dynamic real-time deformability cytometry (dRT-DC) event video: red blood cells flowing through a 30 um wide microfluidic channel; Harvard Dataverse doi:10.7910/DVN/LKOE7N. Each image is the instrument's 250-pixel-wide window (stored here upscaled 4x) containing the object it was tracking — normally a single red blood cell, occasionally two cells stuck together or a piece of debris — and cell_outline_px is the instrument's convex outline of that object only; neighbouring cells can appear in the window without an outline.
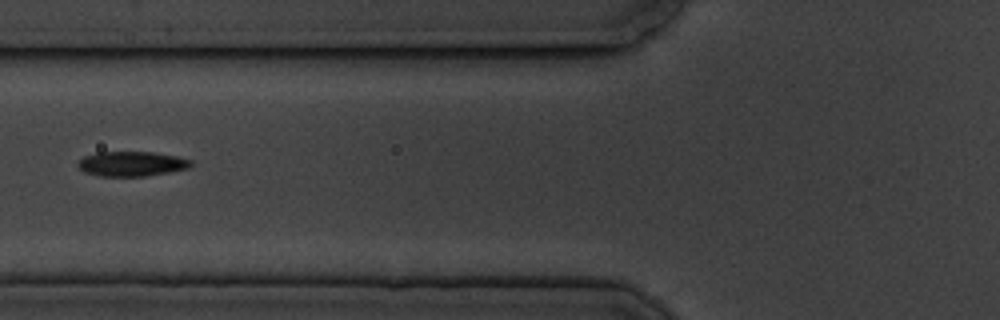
{"species": "common noctule bat (a hibernating species)", "species_latin": "Nyctalus noctula", "temperature_condition": "cold", "stored_images_in_passage": 9, "camera_frame_rate_fps": 3000, "um_per_image_px": 0.085, "animal": {"sex": "male", "body_mass_g": 19.5, "forearm_length_mm": 54.6}, "frame": {"image": 1, "passage_image": 7, "time_ms": 7.0, "image_size_px": [1000, 320], "cell_outline_px": [[192, 164], [188, 168], [168, 172], [144, 176], [100, 176], [84, 172], [76, 164], [84, 156], [96, 152], [152, 152], [176, 156], [192, 160]], "centroid_in_image_um": [11.17, 13.92], "position_along_channel_um": 114.6, "area_um2": 16.24}}
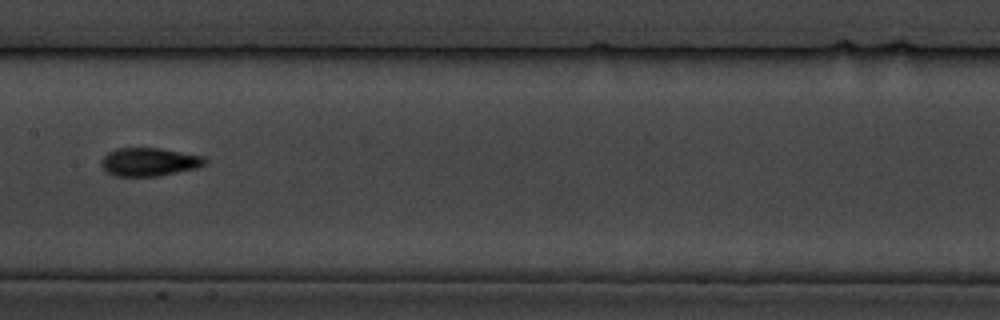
{"frame": {"image": 2, "passage_image": 9, "time_ms": 9.333, "image_size_px": [1000, 320], "cell_outline_px": [[208, 160], [204, 164], [196, 168], [160, 176], [112, 176], [100, 164], [100, 160], [108, 152], [116, 148], [160, 148], [204, 156]], "centroid_in_image_um": [12.67, 13.76], "position_along_channel_um": 194.7, "area_um2": 17.17}}